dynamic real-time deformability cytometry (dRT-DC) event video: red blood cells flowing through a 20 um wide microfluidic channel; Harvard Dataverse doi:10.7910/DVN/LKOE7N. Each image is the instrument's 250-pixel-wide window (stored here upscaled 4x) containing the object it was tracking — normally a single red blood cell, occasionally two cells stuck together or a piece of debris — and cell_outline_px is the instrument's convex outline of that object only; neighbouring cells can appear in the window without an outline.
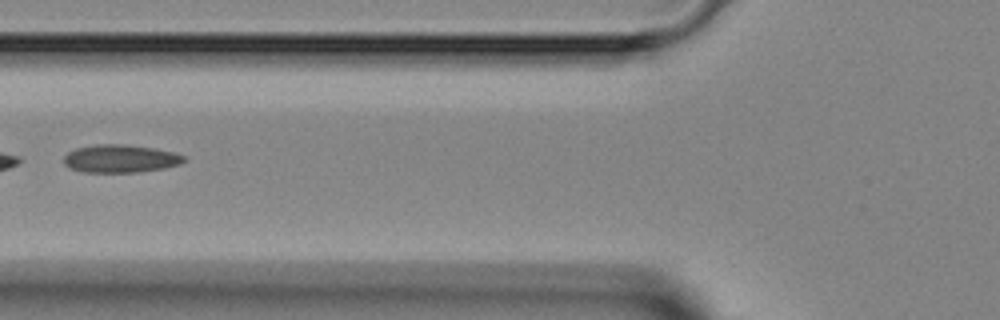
{"species": "Egyptian fruit bat (a non-hibernating species)", "species_latin": "Rousettus aegyptiacus", "temperature_condition": "room temperature", "stored_images_in_passage": 4, "camera_frame_rate_fps": 3000, "um_per_image_px": 0.085, "animal": {"sex": "female"}, "frame": {"image": 1, "passage_image": 2, "time_ms": 1.333, "image_size_px": [1000, 320], "cell_outline_px": [[184, 160], [180, 164], [164, 168], [136, 172], [84, 172], [68, 168], [64, 164], [64, 156], [68, 152], [76, 148], [96, 144], [120, 144], [152, 148], [172, 152], [184, 156]], "centroid_in_image_um": [10.17, 13.49], "position_along_channel_um": 115.6, "area_um2": 19.36}}
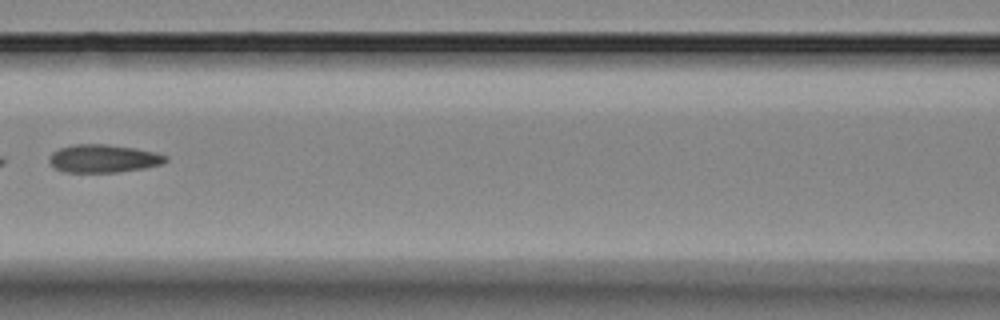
{"frame": {"image": 2, "passage_image": 3, "time_ms": 2.333, "image_size_px": [1000, 320], "cell_outline_px": [[168, 160], [160, 164], [144, 168], [116, 172], [64, 172], [56, 168], [48, 160], [52, 152], [60, 148], [76, 144], [104, 144], [136, 148], [168, 156]], "centroid_in_image_um": [8.78, 13.47], "position_along_channel_um": 157.8, "area_um2": 18.79}}
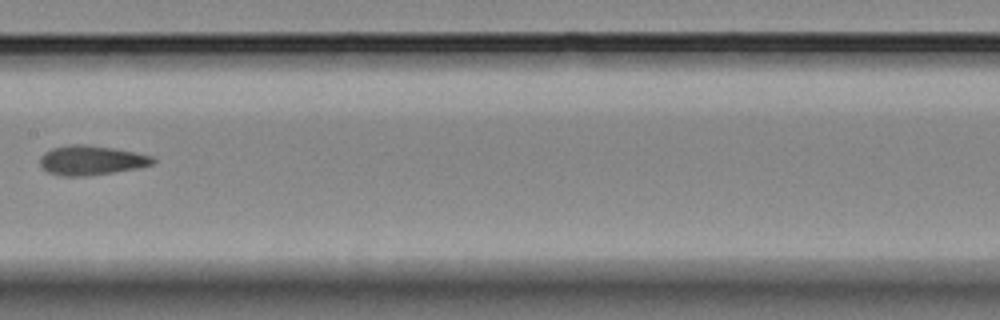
{"frame": {"image": 3, "passage_image": 4, "time_ms": 3.333, "image_size_px": [1000, 320], "cell_outline_px": [[156, 160], [152, 164], [136, 168], [88, 176], [60, 176], [48, 172], [40, 168], [40, 156], [44, 152], [52, 148], [72, 144], [84, 144], [112, 148], [152, 156]], "centroid_in_image_um": [7.69, 13.63], "position_along_channel_um": 199.7, "area_um2": 19.31}}